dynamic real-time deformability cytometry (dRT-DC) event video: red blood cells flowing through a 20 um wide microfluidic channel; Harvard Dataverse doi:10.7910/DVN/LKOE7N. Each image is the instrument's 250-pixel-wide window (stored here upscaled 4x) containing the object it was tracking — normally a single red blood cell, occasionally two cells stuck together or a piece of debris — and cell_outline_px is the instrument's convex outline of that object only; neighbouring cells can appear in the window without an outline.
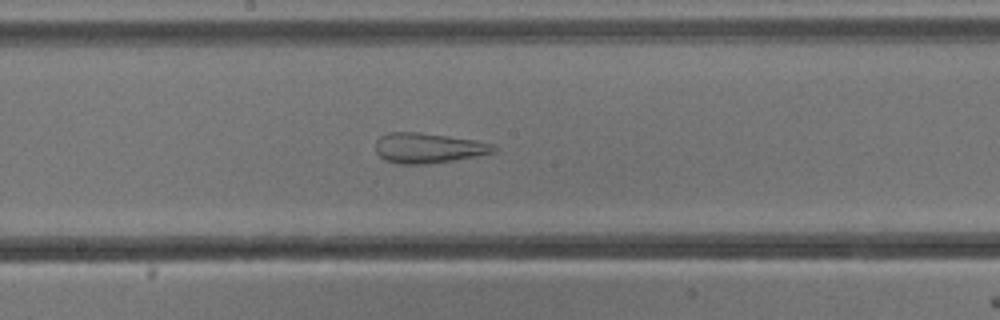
{"species": "common noctule bat (a hibernating species)", "species_latin": "Nyctalus noctula", "temperature_condition": "cold", "stored_images_in_passage": 53, "camera_frame_rate_fps": 3000, "um_per_image_px": 0.085, "animal": {"sex": "male", "body_mass_g": 13.3}, "frame": {"image": 1, "passage_image": 28, "time_ms": 9.0, "image_size_px": [1000, 320], "cell_outline_px": [[496, 152], [476, 156], [428, 164], [396, 164], [384, 160], [376, 152], [376, 140], [380, 136], [388, 132], [420, 132], [476, 140], [492, 144], [496, 148]], "centroid_in_image_um": [36.37, 12.58], "position_along_channel_um": 211.8, "area_um2": 20.81}}
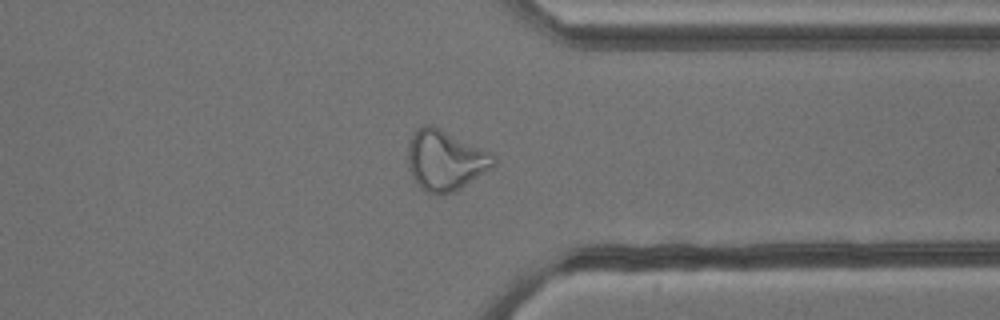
{"frame": {"image": 2, "passage_image": 41, "time_ms": 13.333, "image_size_px": [1000, 320], "cell_outline_px": [[496, 164], [492, 168], [460, 188], [452, 192], [428, 192], [420, 188], [412, 176], [408, 168], [408, 144], [416, 128], [424, 124], [428, 124], [440, 128], [492, 152], [496, 156]], "centroid_in_image_um": [37.86, 13.59], "position_along_channel_um": 373.5, "area_um2": 30.0}}
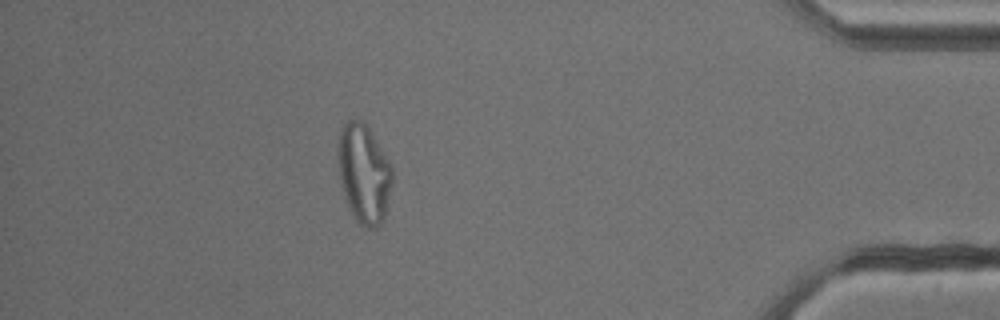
{"frame": {"image": 3, "passage_image": 47, "time_ms": 15.333, "image_size_px": [1000, 320], "cell_outline_px": [[392, 180], [384, 220], [376, 228], [368, 228], [360, 224], [352, 216], [344, 200], [340, 180], [340, 132], [344, 124], [348, 120], [360, 120], [368, 128], [388, 160], [392, 168]], "centroid_in_image_um": [30.94, 14.84], "position_along_channel_um": 404.3, "area_um2": 30.63}, "authors_computed_cell_mechanics": {"area_um2": 29.9982, "velocity_mm_per_s": 3.8139, "shape_relaxation_time_tau1_ms": null, "shape_relaxation_time_tau2_ms": 1.5966, "deformation_change_tau1": null, "deformation_change_tau2": 0.1186}}